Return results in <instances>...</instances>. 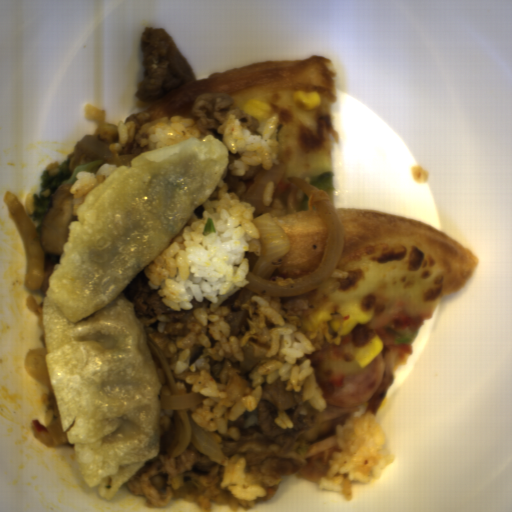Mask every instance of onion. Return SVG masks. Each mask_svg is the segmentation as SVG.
I'll use <instances>...</instances> for the list:
<instances>
[{
  "instance_id": "obj_1",
  "label": "onion",
  "mask_w": 512,
  "mask_h": 512,
  "mask_svg": "<svg viewBox=\"0 0 512 512\" xmlns=\"http://www.w3.org/2000/svg\"><path fill=\"white\" fill-rule=\"evenodd\" d=\"M286 180L305 195H312L313 205L327 231L326 247L319 265L310 275L296 278L294 284L280 286L270 280L291 247L289 237L268 212L251 220L260 235L261 252L253 270L246 275L248 284L244 288L261 296L287 297L316 289L336 270L344 248L345 228L326 194L306 179L288 176Z\"/></svg>"
},
{
  "instance_id": "obj_3",
  "label": "onion",
  "mask_w": 512,
  "mask_h": 512,
  "mask_svg": "<svg viewBox=\"0 0 512 512\" xmlns=\"http://www.w3.org/2000/svg\"><path fill=\"white\" fill-rule=\"evenodd\" d=\"M3 201L22 236L25 247V290L39 291L45 279V254L40 235L14 191H8Z\"/></svg>"
},
{
  "instance_id": "obj_4",
  "label": "onion",
  "mask_w": 512,
  "mask_h": 512,
  "mask_svg": "<svg viewBox=\"0 0 512 512\" xmlns=\"http://www.w3.org/2000/svg\"><path fill=\"white\" fill-rule=\"evenodd\" d=\"M287 169L288 167L286 163L281 162L277 165H273L269 169L262 168L250 188L241 199L250 204L255 211L258 212L262 210L264 192L267 183L274 182L279 184Z\"/></svg>"
},
{
  "instance_id": "obj_5",
  "label": "onion",
  "mask_w": 512,
  "mask_h": 512,
  "mask_svg": "<svg viewBox=\"0 0 512 512\" xmlns=\"http://www.w3.org/2000/svg\"><path fill=\"white\" fill-rule=\"evenodd\" d=\"M31 432L35 439L52 447H62L70 441L68 432L63 430L61 416L49 426H44L37 420H33Z\"/></svg>"
},
{
  "instance_id": "obj_2",
  "label": "onion",
  "mask_w": 512,
  "mask_h": 512,
  "mask_svg": "<svg viewBox=\"0 0 512 512\" xmlns=\"http://www.w3.org/2000/svg\"><path fill=\"white\" fill-rule=\"evenodd\" d=\"M146 346L151 351L154 361L160 365L171 393L159 394L161 409L174 411L177 416L176 437L166 449V454L176 458L185 453L190 443H194L197 450L207 459L222 464L225 454L220 445L191 418V412L201 405L205 397L199 392L181 393L161 349L147 336Z\"/></svg>"
},
{
  "instance_id": "obj_6",
  "label": "onion",
  "mask_w": 512,
  "mask_h": 512,
  "mask_svg": "<svg viewBox=\"0 0 512 512\" xmlns=\"http://www.w3.org/2000/svg\"><path fill=\"white\" fill-rule=\"evenodd\" d=\"M46 357V348L32 349L25 356L24 367L27 374L37 379L54 393Z\"/></svg>"
}]
</instances>
